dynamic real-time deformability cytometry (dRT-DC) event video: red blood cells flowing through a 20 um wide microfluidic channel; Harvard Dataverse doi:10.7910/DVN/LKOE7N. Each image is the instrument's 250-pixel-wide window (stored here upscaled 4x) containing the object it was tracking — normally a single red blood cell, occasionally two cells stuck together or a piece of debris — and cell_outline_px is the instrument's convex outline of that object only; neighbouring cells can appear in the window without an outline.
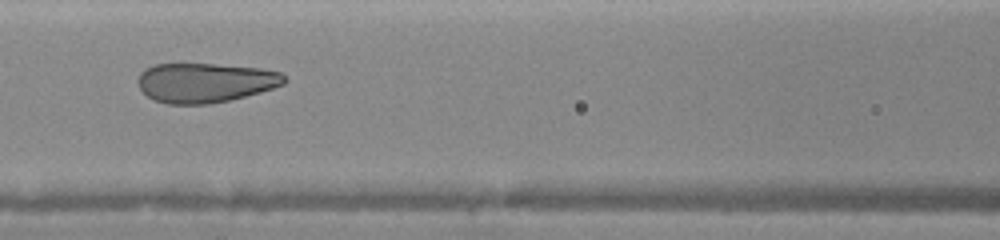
{"species": "human", "species_latin": "Homo sapiens", "temperature_condition": "warm", "stored_images_in_passage": 8, "camera_frame_rate_fps": 3000, "um_per_image_px": 0.085, "donor": {"sex": "female"}, "frame": {"image": 1, "passage_image": 7, "time_ms": 4.333, "image_size_px": [1000, 240], "cell_outline_px": [[288, 80], [284, 84], [260, 92], [228, 100], [208, 104], [168, 104], [152, 100], [140, 88], [136, 80], [140, 72], [144, 68], [156, 64], [216, 64], [260, 68], [280, 72]], "centroid_in_image_um": [17.41, 7.02], "position_along_channel_um": 149.2, "area_um2": 33.81}}